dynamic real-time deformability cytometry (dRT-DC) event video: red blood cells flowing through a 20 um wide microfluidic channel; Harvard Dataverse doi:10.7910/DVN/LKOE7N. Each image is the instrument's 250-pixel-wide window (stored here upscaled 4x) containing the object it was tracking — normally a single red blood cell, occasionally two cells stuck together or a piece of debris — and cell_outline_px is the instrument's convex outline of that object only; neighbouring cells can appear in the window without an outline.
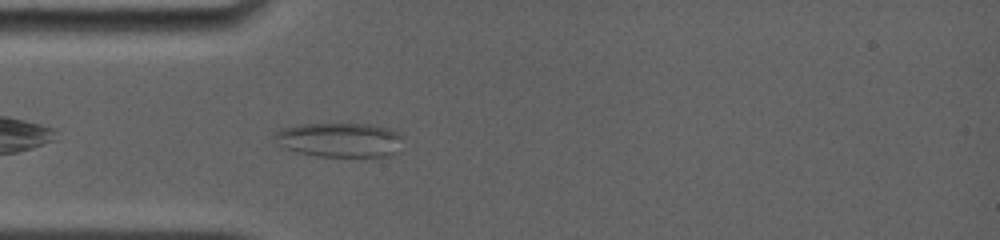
{"species": "common noctule bat (a hibernating species)", "species_latin": "Nyctalus noctula", "temperature_condition": "room temperature", "stored_images_in_passage": 12, "camera_frame_rate_fps": 4000, "um_per_image_px": 0.085, "animal": {"sex": "female", "body_mass_g": 19.0, "forearm_length_mm": 56.7}, "frame": {"image": 1, "passage_image": 3, "time_ms": 1.0, "image_size_px": [1000, 240], "cell_outline_px": [[404, 136], [392, 152], [388, 156], [316, 156], [300, 152], [288, 148], [280, 144], [272, 136], [276, 132], [284, 128], [300, 124], [372, 124], [388, 128]], "centroid_in_image_um": [28.86, 11.87], "position_along_channel_um": 56.1, "area_um2": 25.14}}
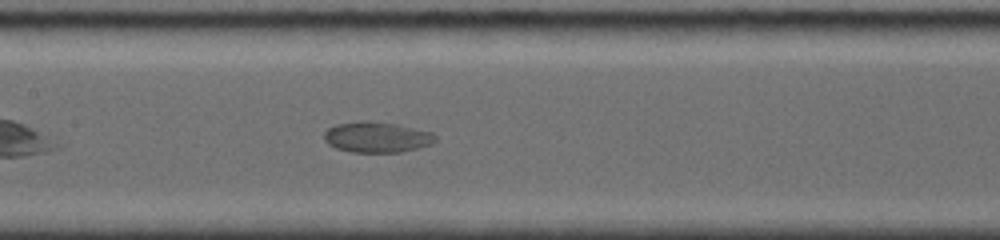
{"frame": {"image": 2, "passage_image": 10, "time_ms": 4.25, "image_size_px": [1000, 240], "cell_outline_px": [[436, 140], [432, 144], [400, 152], [352, 152], [336, 148], [328, 144], [324, 140], [324, 132], [328, 128], [336, 124], [356, 120], [368, 120], [396, 124], [432, 132], [436, 136]], "centroid_in_image_um": [32.0, 11.64], "position_along_channel_um": 175.4, "area_um2": 20.0}}
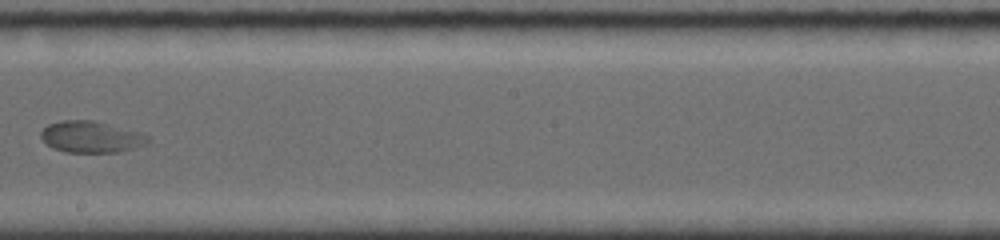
{"frame": {"image": 3, "passage_image": 12, "time_ms": 6.0, "image_size_px": [1000, 240], "cell_outline_px": [[152, 140], [144, 144], [120, 152], [64, 152], [52, 148], [40, 136], [40, 132], [48, 124], [60, 120], [92, 120], [144, 132]], "centroid_in_image_um": [7.76, 11.62], "position_along_channel_um": 240.4, "area_um2": 19.77}}